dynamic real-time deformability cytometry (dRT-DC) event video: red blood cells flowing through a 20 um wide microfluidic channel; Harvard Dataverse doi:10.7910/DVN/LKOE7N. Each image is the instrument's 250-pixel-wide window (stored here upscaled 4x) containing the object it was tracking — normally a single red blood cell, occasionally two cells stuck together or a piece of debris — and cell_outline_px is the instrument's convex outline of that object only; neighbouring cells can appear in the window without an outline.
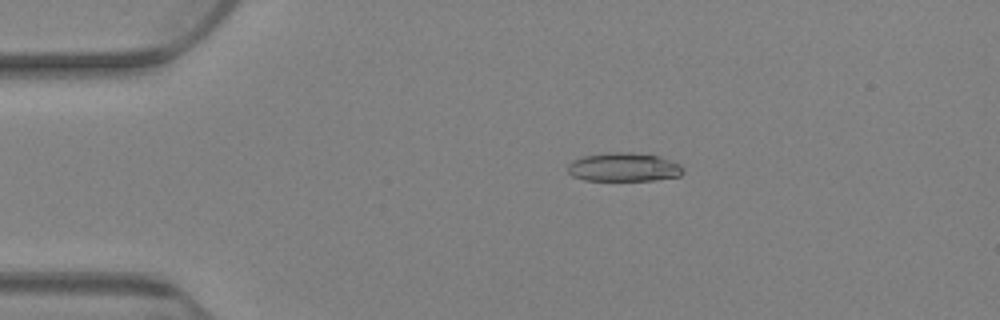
{"species": "Egyptian fruit bat (a non-hibernating species)", "species_latin": "Rousettus aegyptiacus", "temperature_condition": "warm", "stored_images_in_passage": 80, "camera_frame_rate_fps": 3000, "um_per_image_px": 0.085, "animal": {"sex": "female"}, "frame": {"image": 1, "passage_image": 17, "time_ms": 5.333, "image_size_px": [1000, 320], "cell_outline_px": [[684, 172], [680, 176], [652, 180], [584, 180], [572, 176], [568, 172], [568, 164], [572, 160], [584, 156], [604, 152], [632, 152], [660, 156], [680, 164], [684, 168]], "centroid_in_image_um": [53.02, 14.2], "position_along_channel_um": 32.0, "area_um2": 19.48}}
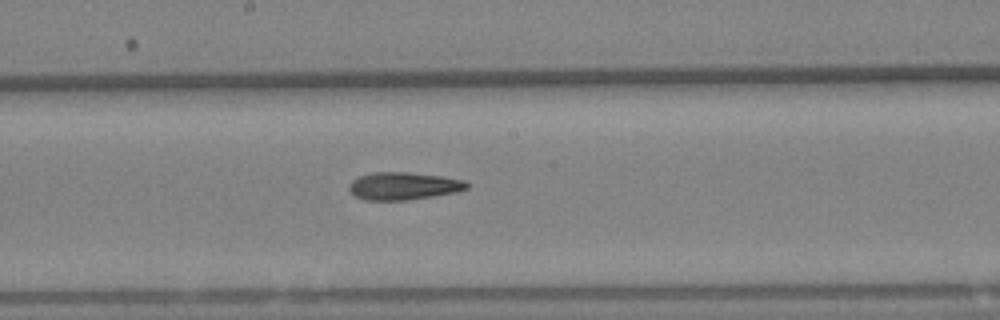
{"frame": {"image": 2, "passage_image": 44, "time_ms": 14.333, "image_size_px": [1000, 320], "cell_outline_px": [[468, 188], [456, 192], [432, 196], [404, 200], [364, 200], [356, 196], [348, 188], [348, 184], [352, 180], [368, 172], [408, 172], [444, 176], [464, 180], [468, 184]], "centroid_in_image_um": [34.28, 15.79], "position_along_channel_um": 213.9, "area_um2": 18.96}}
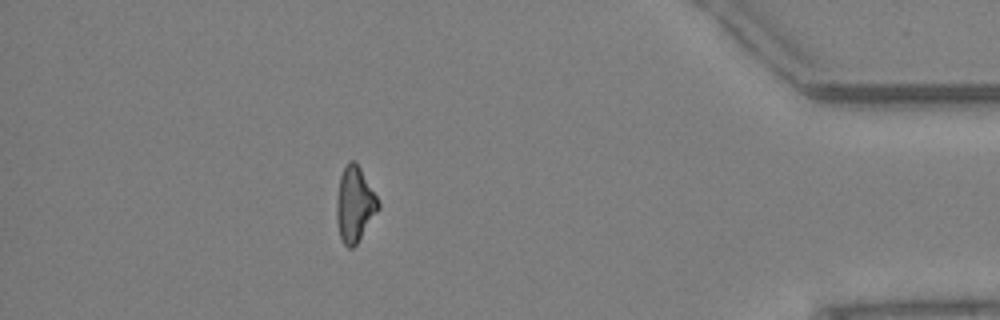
{"frame": {"image": 3, "passage_image": 71, "time_ms": 23.333, "image_size_px": [1000, 320], "cell_outline_px": [[380, 208], [356, 244], [352, 248], [348, 248], [344, 244], [340, 236], [336, 220], [336, 200], [340, 176], [348, 160], [356, 160], [376, 196], [380, 204]], "centroid_in_image_um": [30.13, 17.35], "position_along_channel_um": 405.1, "area_um2": 18.21}, "authors_computed_cell_mechanics": {"area_um2": 19.0451, "velocity_mm_per_s": 2.6105, "shape_relaxation_time_tau1_ms": null, "shape_relaxation_time_tau2_ms": 10.1879, "deformation_change_tau1": null, "deformation_change_tau2": 0.1976}}